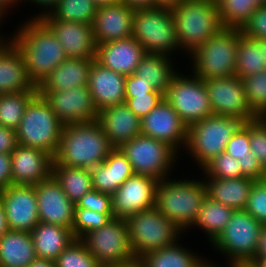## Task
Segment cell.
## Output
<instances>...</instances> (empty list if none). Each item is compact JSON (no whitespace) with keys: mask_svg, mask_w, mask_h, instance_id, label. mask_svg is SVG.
<instances>
[{"mask_svg":"<svg viewBox=\"0 0 266 267\" xmlns=\"http://www.w3.org/2000/svg\"><path fill=\"white\" fill-rule=\"evenodd\" d=\"M201 171L205 177L221 179L244 177L239 161L225 151L214 157Z\"/></svg>","mask_w":266,"mask_h":267,"instance_id":"cell-44","label":"cell"},{"mask_svg":"<svg viewBox=\"0 0 266 267\" xmlns=\"http://www.w3.org/2000/svg\"><path fill=\"white\" fill-rule=\"evenodd\" d=\"M38 91L30 81L24 59L8 38L0 42V94Z\"/></svg>","mask_w":266,"mask_h":267,"instance_id":"cell-25","label":"cell"},{"mask_svg":"<svg viewBox=\"0 0 266 267\" xmlns=\"http://www.w3.org/2000/svg\"><path fill=\"white\" fill-rule=\"evenodd\" d=\"M93 60L67 58L37 88L38 93L67 90L72 87L88 86Z\"/></svg>","mask_w":266,"mask_h":267,"instance_id":"cell-28","label":"cell"},{"mask_svg":"<svg viewBox=\"0 0 266 267\" xmlns=\"http://www.w3.org/2000/svg\"><path fill=\"white\" fill-rule=\"evenodd\" d=\"M112 149L98 120L64 125L52 165L91 169L104 162Z\"/></svg>","mask_w":266,"mask_h":267,"instance_id":"cell-2","label":"cell"},{"mask_svg":"<svg viewBox=\"0 0 266 267\" xmlns=\"http://www.w3.org/2000/svg\"><path fill=\"white\" fill-rule=\"evenodd\" d=\"M266 257V226L262 227L260 236L258 239V245L253 258Z\"/></svg>","mask_w":266,"mask_h":267,"instance_id":"cell-55","label":"cell"},{"mask_svg":"<svg viewBox=\"0 0 266 267\" xmlns=\"http://www.w3.org/2000/svg\"><path fill=\"white\" fill-rule=\"evenodd\" d=\"M37 258L56 260L75 239L72 231L63 226L39 222L30 232Z\"/></svg>","mask_w":266,"mask_h":267,"instance_id":"cell-30","label":"cell"},{"mask_svg":"<svg viewBox=\"0 0 266 267\" xmlns=\"http://www.w3.org/2000/svg\"><path fill=\"white\" fill-rule=\"evenodd\" d=\"M11 153H0V191L13 185Z\"/></svg>","mask_w":266,"mask_h":267,"instance_id":"cell-51","label":"cell"},{"mask_svg":"<svg viewBox=\"0 0 266 267\" xmlns=\"http://www.w3.org/2000/svg\"><path fill=\"white\" fill-rule=\"evenodd\" d=\"M206 196L204 180L169 177L158 181L155 207L185 232L193 226Z\"/></svg>","mask_w":266,"mask_h":267,"instance_id":"cell-3","label":"cell"},{"mask_svg":"<svg viewBox=\"0 0 266 267\" xmlns=\"http://www.w3.org/2000/svg\"><path fill=\"white\" fill-rule=\"evenodd\" d=\"M98 7L93 0H60L41 20H61L92 25Z\"/></svg>","mask_w":266,"mask_h":267,"instance_id":"cell-38","label":"cell"},{"mask_svg":"<svg viewBox=\"0 0 266 267\" xmlns=\"http://www.w3.org/2000/svg\"><path fill=\"white\" fill-rule=\"evenodd\" d=\"M157 179L133 174L111 195L114 218L126 219L140 211L155 207Z\"/></svg>","mask_w":266,"mask_h":267,"instance_id":"cell-15","label":"cell"},{"mask_svg":"<svg viewBox=\"0 0 266 267\" xmlns=\"http://www.w3.org/2000/svg\"><path fill=\"white\" fill-rule=\"evenodd\" d=\"M121 0H93L94 4L99 8L103 6H110L112 4H115L117 2H120Z\"/></svg>","mask_w":266,"mask_h":267,"instance_id":"cell-61","label":"cell"},{"mask_svg":"<svg viewBox=\"0 0 266 267\" xmlns=\"http://www.w3.org/2000/svg\"><path fill=\"white\" fill-rule=\"evenodd\" d=\"M164 98L162 93H147L125 97L127 106L141 119L146 116Z\"/></svg>","mask_w":266,"mask_h":267,"instance_id":"cell-49","label":"cell"},{"mask_svg":"<svg viewBox=\"0 0 266 267\" xmlns=\"http://www.w3.org/2000/svg\"><path fill=\"white\" fill-rule=\"evenodd\" d=\"M263 226L245 209L234 210L230 221L211 245L230 264L252 262Z\"/></svg>","mask_w":266,"mask_h":267,"instance_id":"cell-10","label":"cell"},{"mask_svg":"<svg viewBox=\"0 0 266 267\" xmlns=\"http://www.w3.org/2000/svg\"><path fill=\"white\" fill-rule=\"evenodd\" d=\"M258 6L265 5L266 0H253Z\"/></svg>","mask_w":266,"mask_h":267,"instance_id":"cell-66","label":"cell"},{"mask_svg":"<svg viewBox=\"0 0 266 267\" xmlns=\"http://www.w3.org/2000/svg\"><path fill=\"white\" fill-rule=\"evenodd\" d=\"M125 221L133 254L138 260L147 252L173 245L183 235L156 207L131 215Z\"/></svg>","mask_w":266,"mask_h":267,"instance_id":"cell-9","label":"cell"},{"mask_svg":"<svg viewBox=\"0 0 266 267\" xmlns=\"http://www.w3.org/2000/svg\"><path fill=\"white\" fill-rule=\"evenodd\" d=\"M132 37L144 48L145 53L172 57L174 52L180 50L176 22L169 6L135 10Z\"/></svg>","mask_w":266,"mask_h":267,"instance_id":"cell-6","label":"cell"},{"mask_svg":"<svg viewBox=\"0 0 266 267\" xmlns=\"http://www.w3.org/2000/svg\"><path fill=\"white\" fill-rule=\"evenodd\" d=\"M145 54L144 48L131 36L96 44L95 60L102 66L127 76L135 72Z\"/></svg>","mask_w":266,"mask_h":267,"instance_id":"cell-23","label":"cell"},{"mask_svg":"<svg viewBox=\"0 0 266 267\" xmlns=\"http://www.w3.org/2000/svg\"><path fill=\"white\" fill-rule=\"evenodd\" d=\"M13 184L35 185L52 175L53 157L47 152L17 145L11 152Z\"/></svg>","mask_w":266,"mask_h":267,"instance_id":"cell-21","label":"cell"},{"mask_svg":"<svg viewBox=\"0 0 266 267\" xmlns=\"http://www.w3.org/2000/svg\"><path fill=\"white\" fill-rule=\"evenodd\" d=\"M38 91L0 94V126L16 130L29 101Z\"/></svg>","mask_w":266,"mask_h":267,"instance_id":"cell-39","label":"cell"},{"mask_svg":"<svg viewBox=\"0 0 266 267\" xmlns=\"http://www.w3.org/2000/svg\"><path fill=\"white\" fill-rule=\"evenodd\" d=\"M93 189L112 195L134 174L131 163L120 148H113L104 162L90 169Z\"/></svg>","mask_w":266,"mask_h":267,"instance_id":"cell-27","label":"cell"},{"mask_svg":"<svg viewBox=\"0 0 266 267\" xmlns=\"http://www.w3.org/2000/svg\"><path fill=\"white\" fill-rule=\"evenodd\" d=\"M22 2V0H0V17L3 19L6 17L4 15H8L7 11H10V8H13V6L20 5L19 3Z\"/></svg>","mask_w":266,"mask_h":267,"instance_id":"cell-56","label":"cell"},{"mask_svg":"<svg viewBox=\"0 0 266 267\" xmlns=\"http://www.w3.org/2000/svg\"><path fill=\"white\" fill-rule=\"evenodd\" d=\"M233 212L234 209L206 196L191 228L203 230L211 244L230 221Z\"/></svg>","mask_w":266,"mask_h":267,"instance_id":"cell-35","label":"cell"},{"mask_svg":"<svg viewBox=\"0 0 266 267\" xmlns=\"http://www.w3.org/2000/svg\"><path fill=\"white\" fill-rule=\"evenodd\" d=\"M260 46L263 49V56H264L263 60L266 61V39L260 40Z\"/></svg>","mask_w":266,"mask_h":267,"instance_id":"cell-64","label":"cell"},{"mask_svg":"<svg viewBox=\"0 0 266 267\" xmlns=\"http://www.w3.org/2000/svg\"><path fill=\"white\" fill-rule=\"evenodd\" d=\"M18 28L9 38L22 54L28 78L38 88L68 57L52 30L40 18L27 19Z\"/></svg>","mask_w":266,"mask_h":267,"instance_id":"cell-1","label":"cell"},{"mask_svg":"<svg viewBox=\"0 0 266 267\" xmlns=\"http://www.w3.org/2000/svg\"><path fill=\"white\" fill-rule=\"evenodd\" d=\"M57 267H100L80 239H74L55 260Z\"/></svg>","mask_w":266,"mask_h":267,"instance_id":"cell-42","label":"cell"},{"mask_svg":"<svg viewBox=\"0 0 266 267\" xmlns=\"http://www.w3.org/2000/svg\"><path fill=\"white\" fill-rule=\"evenodd\" d=\"M133 10L146 9L158 6L155 0H121Z\"/></svg>","mask_w":266,"mask_h":267,"instance_id":"cell-54","label":"cell"},{"mask_svg":"<svg viewBox=\"0 0 266 267\" xmlns=\"http://www.w3.org/2000/svg\"><path fill=\"white\" fill-rule=\"evenodd\" d=\"M147 93H160L153 89L150 83L138 77L135 73L126 76L125 97H135V95H146Z\"/></svg>","mask_w":266,"mask_h":267,"instance_id":"cell-50","label":"cell"},{"mask_svg":"<svg viewBox=\"0 0 266 267\" xmlns=\"http://www.w3.org/2000/svg\"><path fill=\"white\" fill-rule=\"evenodd\" d=\"M156 4L159 6H169L172 7L174 5H177L179 2H182L184 0H155Z\"/></svg>","mask_w":266,"mask_h":267,"instance_id":"cell-60","label":"cell"},{"mask_svg":"<svg viewBox=\"0 0 266 267\" xmlns=\"http://www.w3.org/2000/svg\"><path fill=\"white\" fill-rule=\"evenodd\" d=\"M80 240L101 265L136 260L125 219L112 218L106 225L87 233Z\"/></svg>","mask_w":266,"mask_h":267,"instance_id":"cell-13","label":"cell"},{"mask_svg":"<svg viewBox=\"0 0 266 267\" xmlns=\"http://www.w3.org/2000/svg\"><path fill=\"white\" fill-rule=\"evenodd\" d=\"M29 1L30 3L35 4L36 6H41L42 11L37 14L36 16H33L32 18H41L44 15H47L50 13V11L59 3L60 0H22V2ZM44 9V11H43Z\"/></svg>","mask_w":266,"mask_h":267,"instance_id":"cell-53","label":"cell"},{"mask_svg":"<svg viewBox=\"0 0 266 267\" xmlns=\"http://www.w3.org/2000/svg\"><path fill=\"white\" fill-rule=\"evenodd\" d=\"M52 176L75 205L84 194L93 190L92 177L88 168L52 165Z\"/></svg>","mask_w":266,"mask_h":267,"instance_id":"cell-36","label":"cell"},{"mask_svg":"<svg viewBox=\"0 0 266 267\" xmlns=\"http://www.w3.org/2000/svg\"><path fill=\"white\" fill-rule=\"evenodd\" d=\"M120 149L131 163L134 174L148 175L159 181L170 177L179 158L178 152L167 143L142 134Z\"/></svg>","mask_w":266,"mask_h":267,"instance_id":"cell-11","label":"cell"},{"mask_svg":"<svg viewBox=\"0 0 266 267\" xmlns=\"http://www.w3.org/2000/svg\"><path fill=\"white\" fill-rule=\"evenodd\" d=\"M2 22H4V19L2 17H0V24H3ZM1 27V26H0ZM1 34V33H0ZM0 38H6V37H2V35H0Z\"/></svg>","mask_w":266,"mask_h":267,"instance_id":"cell-67","label":"cell"},{"mask_svg":"<svg viewBox=\"0 0 266 267\" xmlns=\"http://www.w3.org/2000/svg\"><path fill=\"white\" fill-rule=\"evenodd\" d=\"M213 114L243 123L258 118L249 107L242 79L236 75L204 80Z\"/></svg>","mask_w":266,"mask_h":267,"instance_id":"cell-14","label":"cell"},{"mask_svg":"<svg viewBox=\"0 0 266 267\" xmlns=\"http://www.w3.org/2000/svg\"><path fill=\"white\" fill-rule=\"evenodd\" d=\"M75 208L88 209L98 213H113L111 195L94 189L84 194L76 203Z\"/></svg>","mask_w":266,"mask_h":267,"instance_id":"cell-47","label":"cell"},{"mask_svg":"<svg viewBox=\"0 0 266 267\" xmlns=\"http://www.w3.org/2000/svg\"><path fill=\"white\" fill-rule=\"evenodd\" d=\"M241 33L253 40L266 39V4L256 8L241 28Z\"/></svg>","mask_w":266,"mask_h":267,"instance_id":"cell-48","label":"cell"},{"mask_svg":"<svg viewBox=\"0 0 266 267\" xmlns=\"http://www.w3.org/2000/svg\"><path fill=\"white\" fill-rule=\"evenodd\" d=\"M224 151L239 161L244 177L255 181L264 180L265 168L250 148V121L235 131Z\"/></svg>","mask_w":266,"mask_h":267,"instance_id":"cell-32","label":"cell"},{"mask_svg":"<svg viewBox=\"0 0 266 267\" xmlns=\"http://www.w3.org/2000/svg\"><path fill=\"white\" fill-rule=\"evenodd\" d=\"M252 263L255 267H266V257L263 258H253Z\"/></svg>","mask_w":266,"mask_h":267,"instance_id":"cell-62","label":"cell"},{"mask_svg":"<svg viewBox=\"0 0 266 267\" xmlns=\"http://www.w3.org/2000/svg\"><path fill=\"white\" fill-rule=\"evenodd\" d=\"M63 126L48 102L37 93L26 106L15 130L18 144L43 150L54 157Z\"/></svg>","mask_w":266,"mask_h":267,"instance_id":"cell-7","label":"cell"},{"mask_svg":"<svg viewBox=\"0 0 266 267\" xmlns=\"http://www.w3.org/2000/svg\"><path fill=\"white\" fill-rule=\"evenodd\" d=\"M37 195L39 221L63 226L72 231L75 204L51 175L34 185Z\"/></svg>","mask_w":266,"mask_h":267,"instance_id":"cell-19","label":"cell"},{"mask_svg":"<svg viewBox=\"0 0 266 267\" xmlns=\"http://www.w3.org/2000/svg\"><path fill=\"white\" fill-rule=\"evenodd\" d=\"M39 94L48 102L63 125L98 119L99 110L88 86Z\"/></svg>","mask_w":266,"mask_h":267,"instance_id":"cell-16","label":"cell"},{"mask_svg":"<svg viewBox=\"0 0 266 267\" xmlns=\"http://www.w3.org/2000/svg\"><path fill=\"white\" fill-rule=\"evenodd\" d=\"M229 265H228V267H255L252 262H247V263H233V264H229Z\"/></svg>","mask_w":266,"mask_h":267,"instance_id":"cell-63","label":"cell"},{"mask_svg":"<svg viewBox=\"0 0 266 267\" xmlns=\"http://www.w3.org/2000/svg\"><path fill=\"white\" fill-rule=\"evenodd\" d=\"M207 261L208 260H206L201 267H217L215 264H213V262L211 263V262H209V261L207 262Z\"/></svg>","mask_w":266,"mask_h":267,"instance_id":"cell-65","label":"cell"},{"mask_svg":"<svg viewBox=\"0 0 266 267\" xmlns=\"http://www.w3.org/2000/svg\"><path fill=\"white\" fill-rule=\"evenodd\" d=\"M97 120L113 148H120L141 134V119L126 103L100 110Z\"/></svg>","mask_w":266,"mask_h":267,"instance_id":"cell-26","label":"cell"},{"mask_svg":"<svg viewBox=\"0 0 266 267\" xmlns=\"http://www.w3.org/2000/svg\"><path fill=\"white\" fill-rule=\"evenodd\" d=\"M9 230L31 232L40 222L34 185L13 184L0 191Z\"/></svg>","mask_w":266,"mask_h":267,"instance_id":"cell-18","label":"cell"},{"mask_svg":"<svg viewBox=\"0 0 266 267\" xmlns=\"http://www.w3.org/2000/svg\"><path fill=\"white\" fill-rule=\"evenodd\" d=\"M190 75L177 72L164 95L187 127L213 115L204 80Z\"/></svg>","mask_w":266,"mask_h":267,"instance_id":"cell-12","label":"cell"},{"mask_svg":"<svg viewBox=\"0 0 266 267\" xmlns=\"http://www.w3.org/2000/svg\"><path fill=\"white\" fill-rule=\"evenodd\" d=\"M241 29L222 27L189 57L192 72L203 80L236 74L238 39Z\"/></svg>","mask_w":266,"mask_h":267,"instance_id":"cell-5","label":"cell"},{"mask_svg":"<svg viewBox=\"0 0 266 267\" xmlns=\"http://www.w3.org/2000/svg\"><path fill=\"white\" fill-rule=\"evenodd\" d=\"M54 33L68 58L95 60L96 43L92 25L61 20H42Z\"/></svg>","mask_w":266,"mask_h":267,"instance_id":"cell-22","label":"cell"},{"mask_svg":"<svg viewBox=\"0 0 266 267\" xmlns=\"http://www.w3.org/2000/svg\"><path fill=\"white\" fill-rule=\"evenodd\" d=\"M223 27L241 29L258 5L253 0H215Z\"/></svg>","mask_w":266,"mask_h":267,"instance_id":"cell-40","label":"cell"},{"mask_svg":"<svg viewBox=\"0 0 266 267\" xmlns=\"http://www.w3.org/2000/svg\"><path fill=\"white\" fill-rule=\"evenodd\" d=\"M206 179L203 178L209 198L234 210L245 209L255 180L246 177L229 179L207 177Z\"/></svg>","mask_w":266,"mask_h":267,"instance_id":"cell-29","label":"cell"},{"mask_svg":"<svg viewBox=\"0 0 266 267\" xmlns=\"http://www.w3.org/2000/svg\"><path fill=\"white\" fill-rule=\"evenodd\" d=\"M251 110L258 117L266 116V70L241 78Z\"/></svg>","mask_w":266,"mask_h":267,"instance_id":"cell-41","label":"cell"},{"mask_svg":"<svg viewBox=\"0 0 266 267\" xmlns=\"http://www.w3.org/2000/svg\"><path fill=\"white\" fill-rule=\"evenodd\" d=\"M171 58L165 55L146 53L134 73L150 83L154 90L165 95L173 77L178 72L174 69Z\"/></svg>","mask_w":266,"mask_h":267,"instance_id":"cell-33","label":"cell"},{"mask_svg":"<svg viewBox=\"0 0 266 267\" xmlns=\"http://www.w3.org/2000/svg\"><path fill=\"white\" fill-rule=\"evenodd\" d=\"M242 124V121L233 117L210 115L188 127L187 144L183 151H188L202 169L224 152L227 143Z\"/></svg>","mask_w":266,"mask_h":267,"instance_id":"cell-8","label":"cell"},{"mask_svg":"<svg viewBox=\"0 0 266 267\" xmlns=\"http://www.w3.org/2000/svg\"><path fill=\"white\" fill-rule=\"evenodd\" d=\"M9 230L7 224V218L5 214V208L2 200L0 199V237Z\"/></svg>","mask_w":266,"mask_h":267,"instance_id":"cell-57","label":"cell"},{"mask_svg":"<svg viewBox=\"0 0 266 267\" xmlns=\"http://www.w3.org/2000/svg\"><path fill=\"white\" fill-rule=\"evenodd\" d=\"M263 58L260 40H253L241 33L238 39L235 75L243 78L266 70V61Z\"/></svg>","mask_w":266,"mask_h":267,"instance_id":"cell-37","label":"cell"},{"mask_svg":"<svg viewBox=\"0 0 266 267\" xmlns=\"http://www.w3.org/2000/svg\"><path fill=\"white\" fill-rule=\"evenodd\" d=\"M35 259L30 232L8 230L0 237V267H29Z\"/></svg>","mask_w":266,"mask_h":267,"instance_id":"cell-31","label":"cell"},{"mask_svg":"<svg viewBox=\"0 0 266 267\" xmlns=\"http://www.w3.org/2000/svg\"><path fill=\"white\" fill-rule=\"evenodd\" d=\"M114 218L113 213H98L83 208H75L72 234L75 239H81L87 233L106 225Z\"/></svg>","mask_w":266,"mask_h":267,"instance_id":"cell-43","label":"cell"},{"mask_svg":"<svg viewBox=\"0 0 266 267\" xmlns=\"http://www.w3.org/2000/svg\"><path fill=\"white\" fill-rule=\"evenodd\" d=\"M250 148L259 162L266 168V118L250 120Z\"/></svg>","mask_w":266,"mask_h":267,"instance_id":"cell-46","label":"cell"},{"mask_svg":"<svg viewBox=\"0 0 266 267\" xmlns=\"http://www.w3.org/2000/svg\"><path fill=\"white\" fill-rule=\"evenodd\" d=\"M29 267H57V263L52 259L37 258L29 265Z\"/></svg>","mask_w":266,"mask_h":267,"instance_id":"cell-58","label":"cell"},{"mask_svg":"<svg viewBox=\"0 0 266 267\" xmlns=\"http://www.w3.org/2000/svg\"><path fill=\"white\" fill-rule=\"evenodd\" d=\"M17 145L16 131L0 126V153H11Z\"/></svg>","mask_w":266,"mask_h":267,"instance_id":"cell-52","label":"cell"},{"mask_svg":"<svg viewBox=\"0 0 266 267\" xmlns=\"http://www.w3.org/2000/svg\"><path fill=\"white\" fill-rule=\"evenodd\" d=\"M245 210L262 225L266 226V181H255Z\"/></svg>","mask_w":266,"mask_h":267,"instance_id":"cell-45","label":"cell"},{"mask_svg":"<svg viewBox=\"0 0 266 267\" xmlns=\"http://www.w3.org/2000/svg\"><path fill=\"white\" fill-rule=\"evenodd\" d=\"M125 80V75L114 72L93 60L88 87L99 111L126 102Z\"/></svg>","mask_w":266,"mask_h":267,"instance_id":"cell-24","label":"cell"},{"mask_svg":"<svg viewBox=\"0 0 266 267\" xmlns=\"http://www.w3.org/2000/svg\"><path fill=\"white\" fill-rule=\"evenodd\" d=\"M100 267H142L138 259L126 262L124 264H106Z\"/></svg>","mask_w":266,"mask_h":267,"instance_id":"cell-59","label":"cell"},{"mask_svg":"<svg viewBox=\"0 0 266 267\" xmlns=\"http://www.w3.org/2000/svg\"><path fill=\"white\" fill-rule=\"evenodd\" d=\"M141 134L163 141L174 148H186L188 127L163 98L154 109L141 118Z\"/></svg>","mask_w":266,"mask_h":267,"instance_id":"cell-17","label":"cell"},{"mask_svg":"<svg viewBox=\"0 0 266 267\" xmlns=\"http://www.w3.org/2000/svg\"><path fill=\"white\" fill-rule=\"evenodd\" d=\"M179 240L173 245L155 251L147 252L139 261L142 267H201L206 259L199 257L190 249L179 245Z\"/></svg>","mask_w":266,"mask_h":267,"instance_id":"cell-34","label":"cell"},{"mask_svg":"<svg viewBox=\"0 0 266 267\" xmlns=\"http://www.w3.org/2000/svg\"><path fill=\"white\" fill-rule=\"evenodd\" d=\"M135 10L120 1L97 9L92 23L96 44H103L132 36Z\"/></svg>","mask_w":266,"mask_h":267,"instance_id":"cell-20","label":"cell"},{"mask_svg":"<svg viewBox=\"0 0 266 267\" xmlns=\"http://www.w3.org/2000/svg\"><path fill=\"white\" fill-rule=\"evenodd\" d=\"M170 8L180 50L188 56L223 27L215 0H184Z\"/></svg>","mask_w":266,"mask_h":267,"instance_id":"cell-4","label":"cell"}]
</instances>
